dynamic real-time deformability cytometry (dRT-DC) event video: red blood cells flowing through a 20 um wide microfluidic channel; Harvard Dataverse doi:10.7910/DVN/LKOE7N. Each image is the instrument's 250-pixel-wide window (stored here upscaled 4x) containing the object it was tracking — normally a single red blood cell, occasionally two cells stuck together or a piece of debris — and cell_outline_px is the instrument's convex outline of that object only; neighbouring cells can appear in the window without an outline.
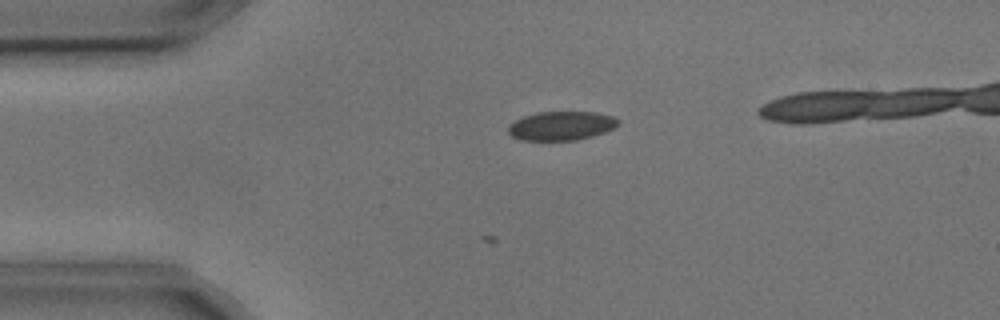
{"species": "common noctule bat (a hibernating species)", "species_latin": "Nyctalus noctula", "temperature_condition": "cold", "stored_images_in_passage": 6, "camera_frame_rate_fps": 3000, "um_per_image_px": 0.085, "animal": {"sex": "male", "body_mass_g": 17.9, "forearm_length_mm": 54.2}, "frame": {"image": 1, "passage_image": 4, "time_ms": 1.0, "image_size_px": [1000, 320], "cell_outline_px": [[620, 124], [616, 128], [592, 136], [576, 140], [520, 140], [512, 136], [508, 132], [508, 124], [524, 116], [536, 112], [596, 112], [612, 116], [620, 120]], "centroid_in_image_um": [47.73, 10.69], "position_along_channel_um": 37.3, "area_um2": 18.67}}